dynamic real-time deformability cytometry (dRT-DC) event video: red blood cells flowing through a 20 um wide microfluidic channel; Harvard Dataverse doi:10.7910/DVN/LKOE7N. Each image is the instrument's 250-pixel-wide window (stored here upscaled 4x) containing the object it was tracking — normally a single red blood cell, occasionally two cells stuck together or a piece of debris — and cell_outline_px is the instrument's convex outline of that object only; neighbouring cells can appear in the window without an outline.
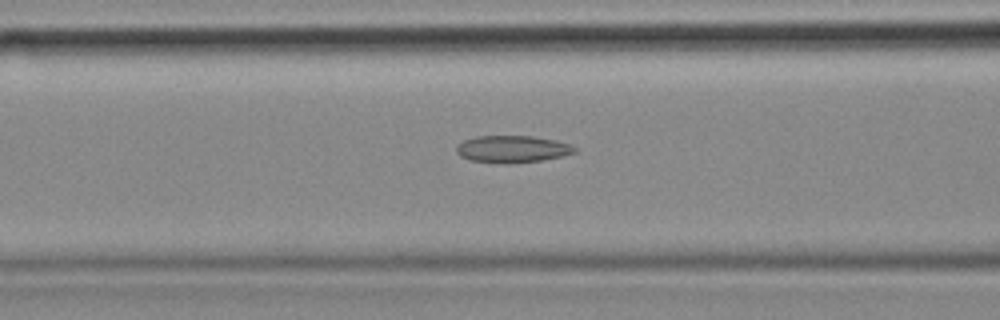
{"species": "common noctule bat (a hibernating species)", "species_latin": "Nyctalus noctula", "temperature_condition": "cold", "stored_images_in_passage": 54, "camera_frame_rate_fps": 3000, "um_per_image_px": 0.085, "animal": {"sex": "female", "body_mass_g": 18.4}, "frame": {"image": 1, "passage_image": 21, "time_ms": 6.667, "image_size_px": [1000, 320], "cell_outline_px": [[576, 152], [560, 156], [540, 160], [508, 164], [500, 164], [468, 160], [460, 156], [456, 152], [456, 144], [464, 140], [476, 136], [532, 136], [556, 140], [568, 144], [576, 148]], "centroid_in_image_um": [43.47, 12.67], "position_along_channel_um": 123.1, "area_um2": 18.73}}
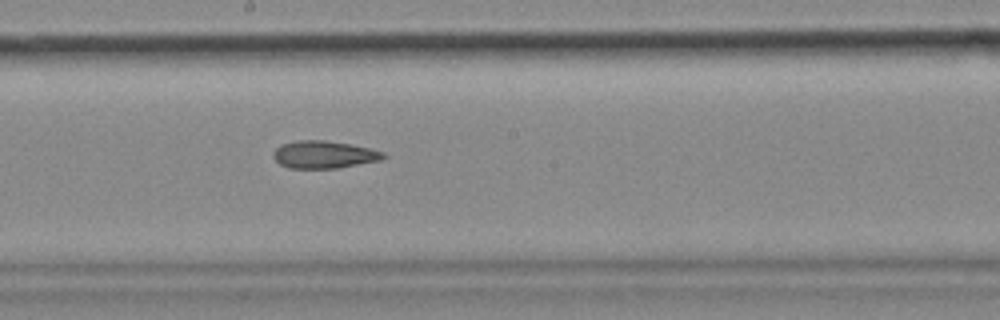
{"frame": {"image": 2, "passage_image": 29, "time_ms": 9.333, "image_size_px": [1000, 320], "cell_outline_px": [[388, 156], [380, 160], [336, 168], [288, 168], [280, 164], [272, 156], [272, 152], [280, 144], [296, 140], [324, 140], [348, 144], [368, 148], [384, 152]], "centroid_in_image_um": [27.49, 13.13], "position_along_channel_um": 220.7, "area_um2": 17.57}}
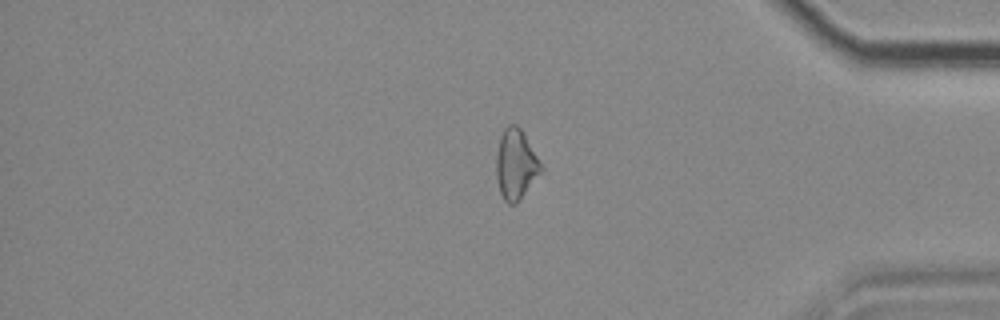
{"frame": {"image": 3, "passage_image": 45, "time_ms": 14.667, "image_size_px": [1000, 320], "cell_outline_px": [[544, 168], [516, 204], [508, 204], [504, 200], [500, 192], [496, 176], [496, 156], [500, 136], [504, 128], [508, 124], [516, 124], [520, 128]], "centroid_in_image_um": [43.82, 13.97], "position_along_channel_um": 391.4, "area_um2": 18.09}, "authors_computed_cell_mechanics": {"area_um2": 18.6405, "velocity_mm_per_s": 3.6662, "shape_relaxation_time_tau1_ms": null, "shape_relaxation_time_tau2_ms": 6.1383, "deformation_change_tau1": null, "deformation_change_tau2": 0.1517}}